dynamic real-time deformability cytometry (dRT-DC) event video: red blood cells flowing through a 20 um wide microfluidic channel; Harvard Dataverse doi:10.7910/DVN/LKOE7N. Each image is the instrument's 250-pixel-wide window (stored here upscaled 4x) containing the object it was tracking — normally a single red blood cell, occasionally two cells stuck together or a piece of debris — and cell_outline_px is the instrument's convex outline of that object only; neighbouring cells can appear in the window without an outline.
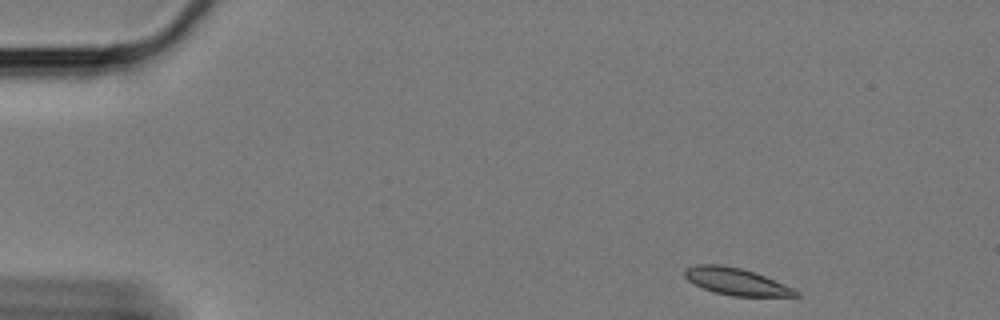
{"species": "Egyptian fruit bat (a non-hibernating species)", "species_latin": "Rousettus aegyptiacus", "temperature_condition": "cold", "stored_images_in_passage": 17, "camera_frame_rate_fps": 3000, "um_per_image_px": 0.085, "animal": {"sex": "female"}, "frame": {"image": 1, "passage_image": 1, "time_ms": 0.0, "image_size_px": [1000, 320], "cell_outline_px": [[800, 296], [732, 296], [712, 292], [688, 280], [684, 276], [684, 272], [688, 268], [696, 264], [720, 264], [740, 268], [764, 276], [784, 284], [800, 292]], "centroid_in_image_um": [62.57, 23.94], "position_along_channel_um": 22.4, "area_um2": 17.22}}
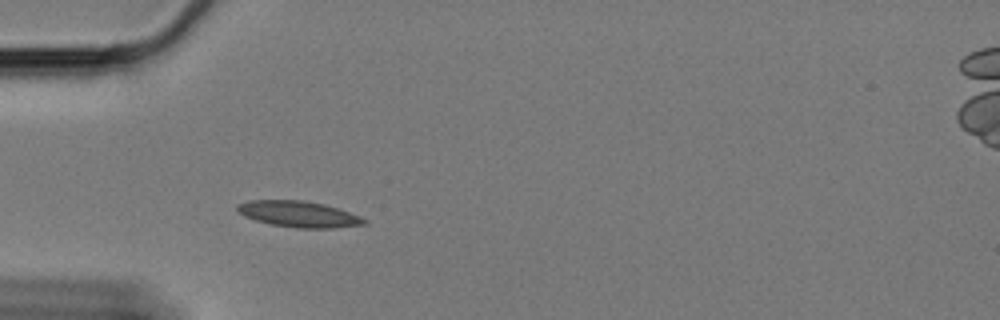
{"frame": {"image": 2, "passage_image": 12, "time_ms": 3.667, "image_size_px": [1000, 320], "cell_outline_px": [[368, 224], [332, 228], [296, 228], [272, 224], [256, 220], [244, 216], [236, 212], [236, 204], [248, 200], [304, 200], [324, 204], [360, 216], [368, 220]], "centroid_in_image_um": [25.37, 18.19], "position_along_channel_um": 59.6, "area_um2": 19.36}}
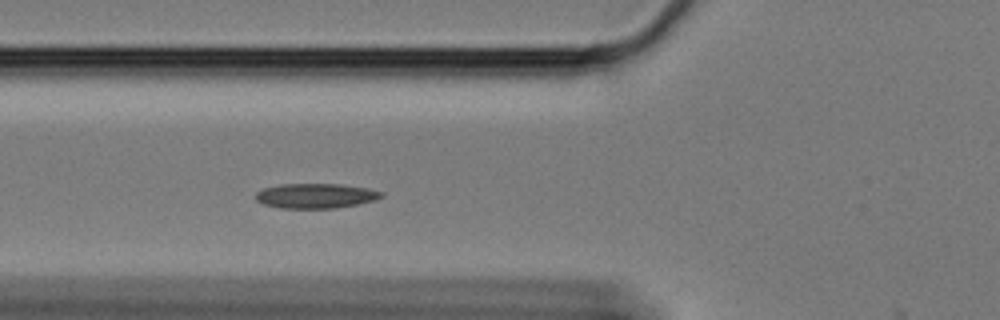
{"frame": {"image": 3, "passage_image": 16, "time_ms": 5.0, "image_size_px": [1000, 320], "cell_outline_px": [[384, 196], [376, 200], [336, 208], [280, 208], [264, 204], [256, 200], [256, 192], [264, 188], [280, 184], [340, 184], [368, 188], [384, 192]], "centroid_in_image_um": [26.85, 16.64], "position_along_channel_um": 98.9, "area_um2": 18.21}}